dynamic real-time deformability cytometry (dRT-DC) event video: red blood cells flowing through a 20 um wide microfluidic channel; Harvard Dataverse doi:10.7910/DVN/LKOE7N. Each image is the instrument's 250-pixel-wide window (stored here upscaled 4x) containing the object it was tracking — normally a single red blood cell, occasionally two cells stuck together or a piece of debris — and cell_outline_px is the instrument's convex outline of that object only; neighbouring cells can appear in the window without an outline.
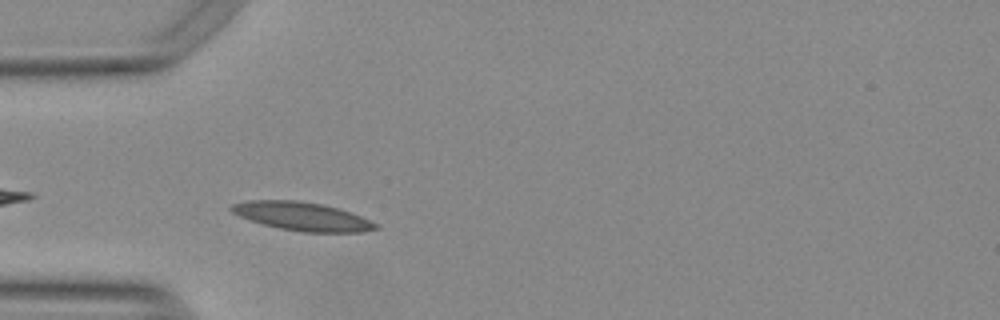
{"species": "Egyptian fruit bat (a non-hibernating species)", "species_latin": "Rousettus aegyptiacus", "temperature_condition": "warm", "stored_images_in_passage": 42, "camera_frame_rate_fps": 3000, "um_per_image_px": 0.085, "animal": {"sex": "female"}, "frame": {"image": 1, "passage_image": 3, "time_ms": 0.667, "image_size_px": [1000, 320], "cell_outline_px": [[380, 228], [364, 232], [300, 232], [280, 228], [264, 224], [240, 216], [232, 212], [228, 208], [232, 204], [248, 200], [296, 200], [320, 204], [336, 208], [360, 216], [380, 224]], "centroid_in_image_um": [25.7, 18.39], "position_along_channel_um": 59.3, "area_um2": 23.76}}
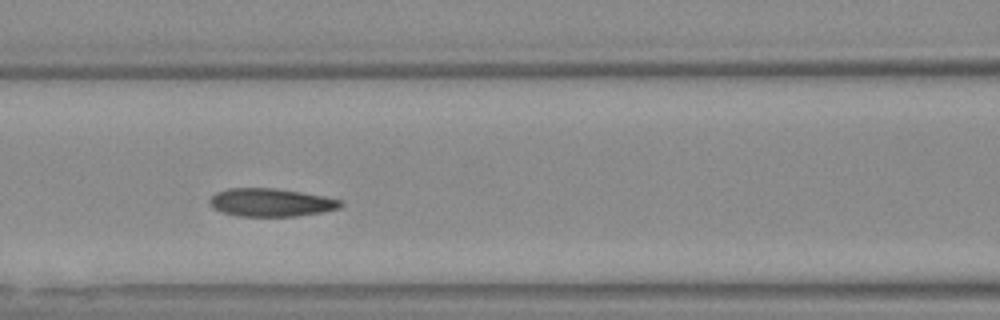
{"frame": {"image": 2, "passage_image": 10, "time_ms": 3.0, "image_size_px": [1000, 320], "cell_outline_px": [[344, 204], [340, 208], [324, 212], [296, 216], [236, 216], [220, 212], [212, 208], [208, 204], [208, 200], [216, 192], [228, 188], [276, 188], [324, 196], [344, 200]], "centroid_in_image_um": [23.02, 17.21], "position_along_channel_um": 143.6, "area_um2": 21.79}}
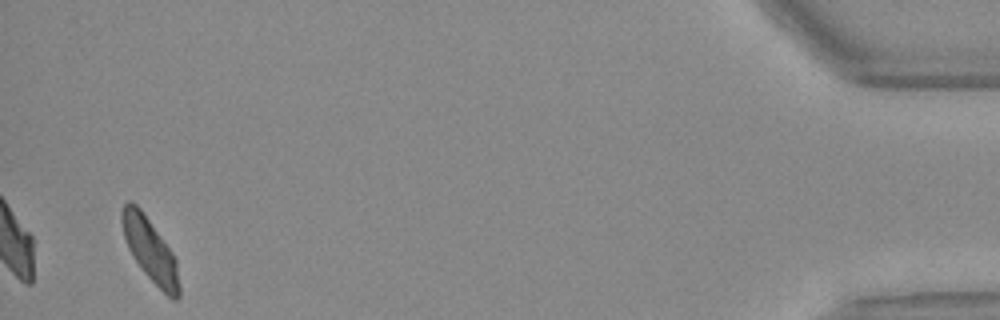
{"frame": {"image": 3, "passage_image": 39, "time_ms": 12.667, "image_size_px": [1000, 320], "cell_outline_px": [[180, 296], [176, 300], [172, 300], [144, 272], [128, 248], [124, 236], [120, 220], [120, 212], [124, 204], [128, 200], [132, 200], [140, 208], [172, 252], [176, 260], [180, 284]], "centroid_in_image_um": [12.75, 21.23], "position_along_channel_um": 422.4, "area_um2": 20.92}}